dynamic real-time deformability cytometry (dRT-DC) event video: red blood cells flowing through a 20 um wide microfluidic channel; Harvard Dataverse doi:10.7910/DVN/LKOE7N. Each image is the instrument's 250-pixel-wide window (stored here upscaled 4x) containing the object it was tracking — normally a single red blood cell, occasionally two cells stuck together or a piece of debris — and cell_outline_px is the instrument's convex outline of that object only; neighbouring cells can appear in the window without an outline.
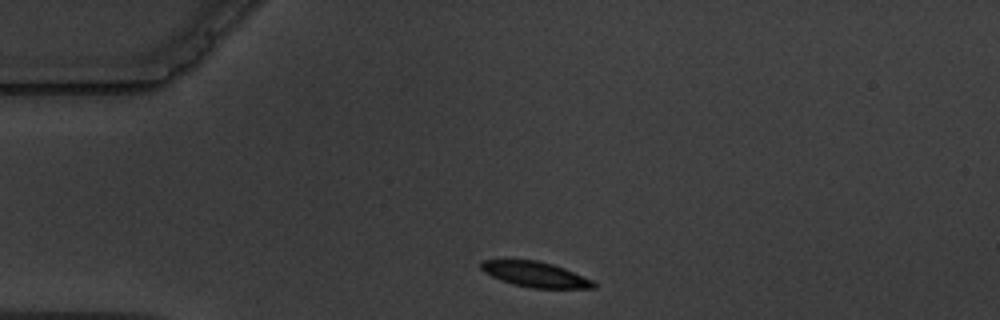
{"species": "common noctule bat (a hibernating species)", "species_latin": "Nyctalus noctula", "temperature_condition": "warm", "stored_images_in_passage": 2, "camera_frame_rate_fps": 3000, "um_per_image_px": 0.085, "animal": {"sex": "male", "body_mass_g": 19.5, "forearm_length_mm": 54.6}, "frame": {"image": 1, "passage_image": 1, "time_ms": 0.0, "image_size_px": [1000, 320], "cell_outline_px": [[596, 288], [532, 288], [516, 284], [492, 276], [484, 272], [480, 268], [480, 264], [484, 260], [536, 260], [552, 264], [564, 268], [592, 280], [596, 284]], "centroid_in_image_um": [45.52, 23.32], "position_along_channel_um": 39.5, "area_um2": 16.24}}